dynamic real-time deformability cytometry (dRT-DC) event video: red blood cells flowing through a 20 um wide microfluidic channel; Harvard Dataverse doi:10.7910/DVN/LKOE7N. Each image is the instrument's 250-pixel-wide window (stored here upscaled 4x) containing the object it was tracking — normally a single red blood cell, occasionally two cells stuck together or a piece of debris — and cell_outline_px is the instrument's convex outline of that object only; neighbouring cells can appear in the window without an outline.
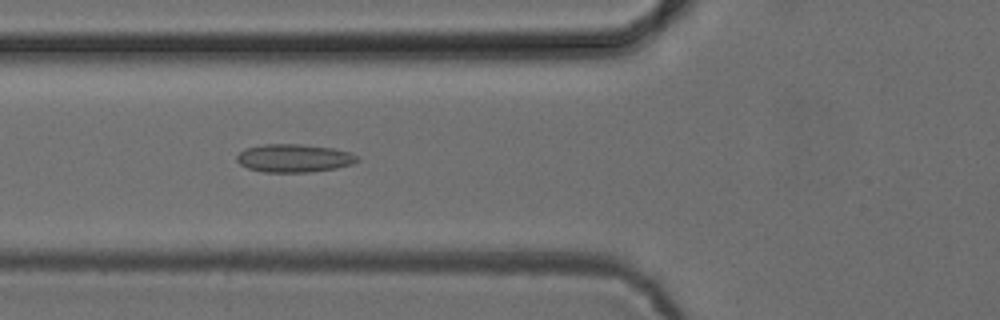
{"species": "common noctule bat (a hibernating species)", "species_latin": "Nyctalus noctula", "temperature_condition": "cold", "stored_images_in_passage": 51, "camera_frame_rate_fps": 3000, "um_per_image_px": 0.085, "animal": {"sex": "female", "body_mass_g": 24.6, "forearm_length_mm": 56.2}, "frame": {"image": 1, "passage_image": 19, "time_ms": 6.0, "image_size_px": [1000, 320], "cell_outline_px": [[360, 160], [352, 164], [336, 168], [308, 172], [264, 172], [248, 168], [240, 164], [236, 160], [236, 156], [244, 148], [264, 144], [300, 144], [332, 148], [348, 152], [356, 156]], "centroid_in_image_um": [24.96, 13.44], "position_along_channel_um": 100.8, "area_um2": 19.65}}
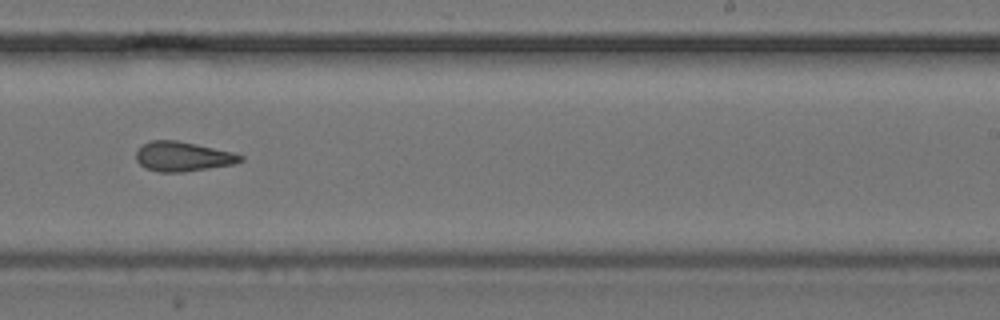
{"frame": {"image": 2, "passage_image": 32, "time_ms": 10.333, "image_size_px": [1000, 320], "cell_outline_px": [[244, 160], [232, 164], [184, 172], [160, 172], [148, 168], [140, 164], [136, 160], [136, 152], [144, 144], [152, 140], [176, 140], [196, 144], [232, 152], [244, 156]], "centroid_in_image_um": [15.54, 13.3], "position_along_channel_um": 273.5, "area_um2": 17.74}}
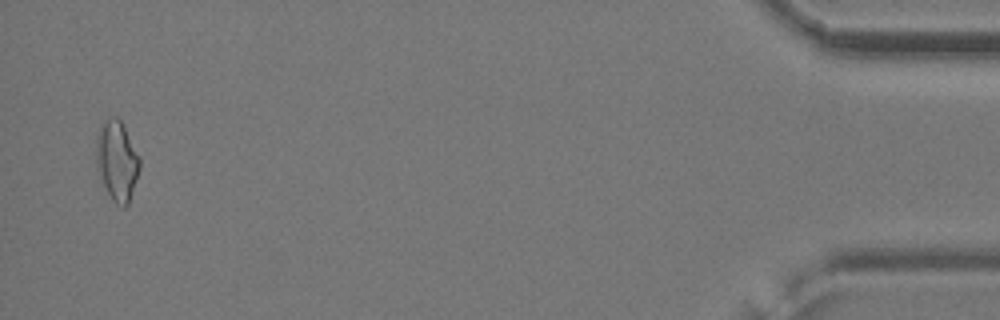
{"frame": {"image": 3, "passage_image": 50, "time_ms": 16.333, "image_size_px": [1000, 320], "cell_outline_px": [[140, 168], [128, 204], [124, 208], [116, 204], [112, 200], [104, 184], [96, 160], [96, 136], [100, 124], [108, 116], [116, 116], [120, 120], [140, 156]], "centroid_in_image_um": [9.94, 13.61], "position_along_channel_um": 425.3, "area_um2": 20.11}}